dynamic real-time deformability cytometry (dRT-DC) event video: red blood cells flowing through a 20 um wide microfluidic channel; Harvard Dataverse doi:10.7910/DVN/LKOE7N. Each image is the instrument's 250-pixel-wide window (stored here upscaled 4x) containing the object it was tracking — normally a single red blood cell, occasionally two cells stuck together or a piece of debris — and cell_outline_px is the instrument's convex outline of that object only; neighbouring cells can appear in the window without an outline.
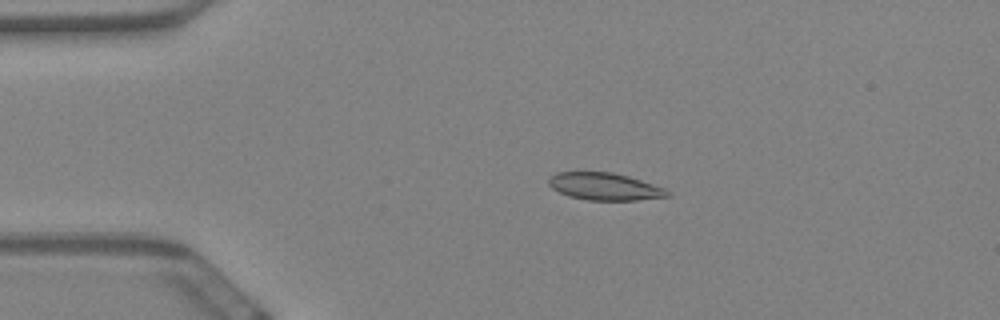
{"species": "Egyptian fruit bat (a non-hibernating species)", "species_latin": "Rousettus aegyptiacus", "temperature_condition": "warm", "stored_images_in_passage": 60, "camera_frame_rate_fps": 3000, "um_per_image_px": 0.085, "animal": {"sex": "female"}, "frame": {"image": 1, "passage_image": 13, "time_ms": 4.0, "image_size_px": [1000, 320], "cell_outline_px": [[672, 196], [636, 200], [588, 200], [568, 196], [552, 188], [548, 184], [548, 176], [556, 172], [612, 172], [628, 176], [664, 188]], "centroid_in_image_um": [51.35, 15.85], "position_along_channel_um": 33.6, "area_um2": 18.84}}
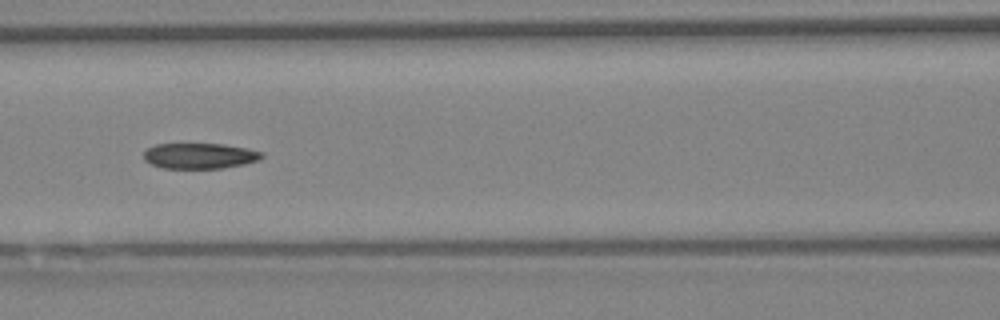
{"frame": {"image": 2, "passage_image": 27, "time_ms": 8.667, "image_size_px": [1000, 320], "cell_outline_px": [[264, 156], [256, 160], [244, 164], [224, 168], [164, 168], [152, 164], [144, 160], [144, 152], [148, 148], [156, 144], [224, 144], [264, 152]], "centroid_in_image_um": [16.97, 13.24], "position_along_channel_um": 149.6, "area_um2": 17.46}}
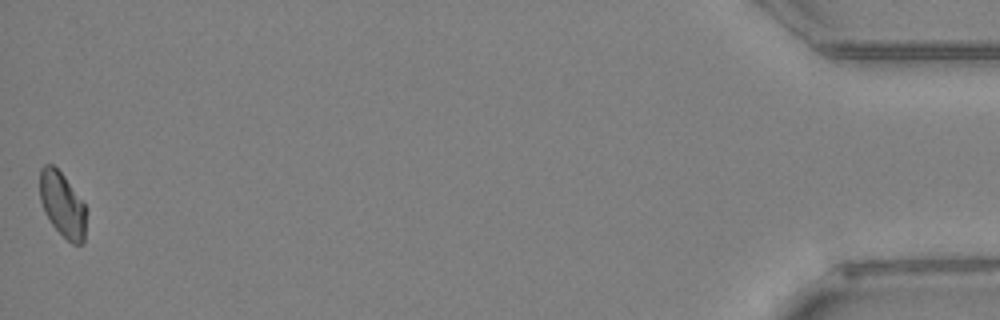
{"frame": {"image": 3, "passage_image": 60, "time_ms": 19.667, "image_size_px": [1000, 320], "cell_outline_px": [[84, 240], [80, 244], [72, 244], [52, 224], [44, 212], [40, 200], [40, 168], [44, 164], [52, 164], [64, 176], [84, 204]], "centroid_in_image_um": [5.26, 17.36], "position_along_channel_um": 429.9, "area_um2": 16.99}, "authors_computed_cell_mechanics": {"area_um2": 18.4382, "velocity_mm_per_s": 3.4262, "shape_relaxation_time_tau1_ms": null, "shape_relaxation_time_tau2_ms": 4.4621, "deformation_change_tau1": null, "deformation_change_tau2": 0.0746}}